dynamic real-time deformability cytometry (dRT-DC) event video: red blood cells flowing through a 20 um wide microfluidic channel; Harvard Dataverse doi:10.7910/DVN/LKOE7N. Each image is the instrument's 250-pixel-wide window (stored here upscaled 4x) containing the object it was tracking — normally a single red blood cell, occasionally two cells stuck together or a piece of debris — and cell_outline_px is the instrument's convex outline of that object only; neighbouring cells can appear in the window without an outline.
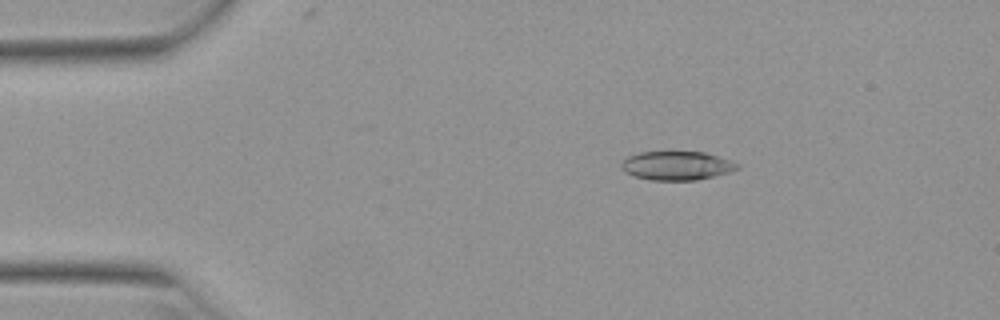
{"species": "Egyptian fruit bat (a non-hibernating species)", "species_latin": "Rousettus aegyptiacus", "temperature_condition": "warm", "stored_images_in_passage": 52, "camera_frame_rate_fps": 3000, "um_per_image_px": 0.085, "animal": {"sex": "female"}, "frame": {"image": 1, "passage_image": 9, "time_ms": 2.667, "image_size_px": [1000, 320], "cell_outline_px": [[740, 168], [728, 172], [696, 180], [652, 180], [632, 176], [624, 172], [620, 168], [620, 164], [628, 156], [640, 152], [704, 152], [732, 160], [740, 164]], "centroid_in_image_um": [57.51, 14.08], "position_along_channel_um": 27.5, "area_um2": 19.54}}
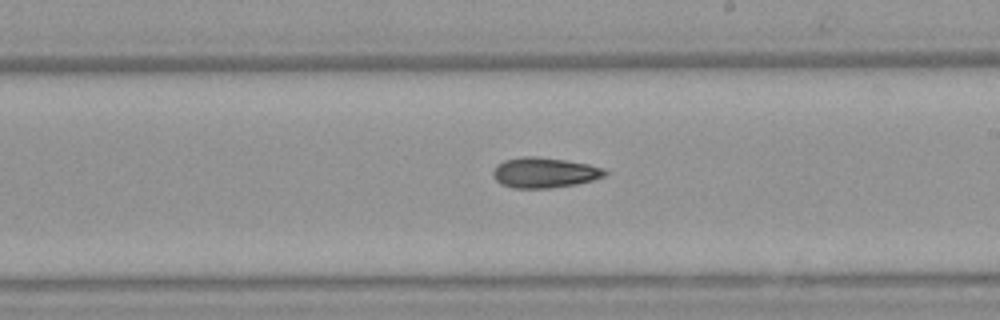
{"frame": {"image": 2, "passage_image": 30, "time_ms": 9.667, "image_size_px": [1000, 320], "cell_outline_px": [[608, 172], [604, 176], [592, 180], [576, 184], [548, 188], [512, 188], [500, 184], [492, 176], [492, 172], [496, 164], [504, 160], [520, 156], [536, 156], [564, 160], [588, 164], [604, 168]], "centroid_in_image_um": [46.23, 14.67], "position_along_channel_um": 242.8, "area_um2": 19.88}}
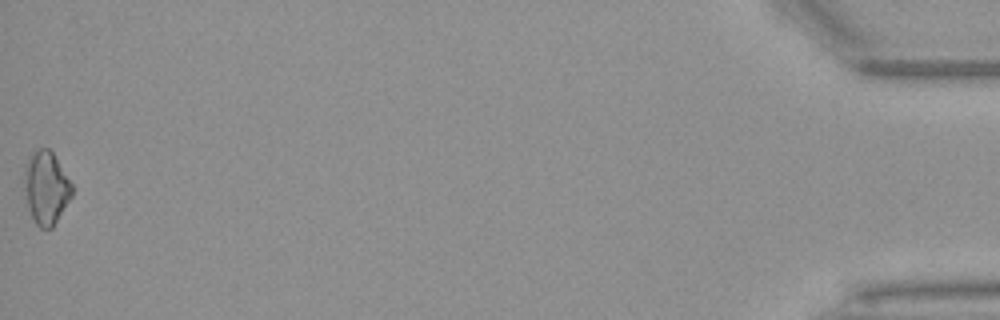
{"frame": {"image": 3, "passage_image": 52, "time_ms": 17.0, "image_size_px": [1000, 320], "cell_outline_px": [[72, 196], [52, 228], [40, 228], [36, 224], [28, 208], [24, 188], [24, 164], [28, 156], [32, 152], [40, 148], [48, 148], [52, 152], [72, 184]], "centroid_in_image_um": [3.89, 15.94], "position_along_channel_um": 431.3, "area_um2": 20.23}}